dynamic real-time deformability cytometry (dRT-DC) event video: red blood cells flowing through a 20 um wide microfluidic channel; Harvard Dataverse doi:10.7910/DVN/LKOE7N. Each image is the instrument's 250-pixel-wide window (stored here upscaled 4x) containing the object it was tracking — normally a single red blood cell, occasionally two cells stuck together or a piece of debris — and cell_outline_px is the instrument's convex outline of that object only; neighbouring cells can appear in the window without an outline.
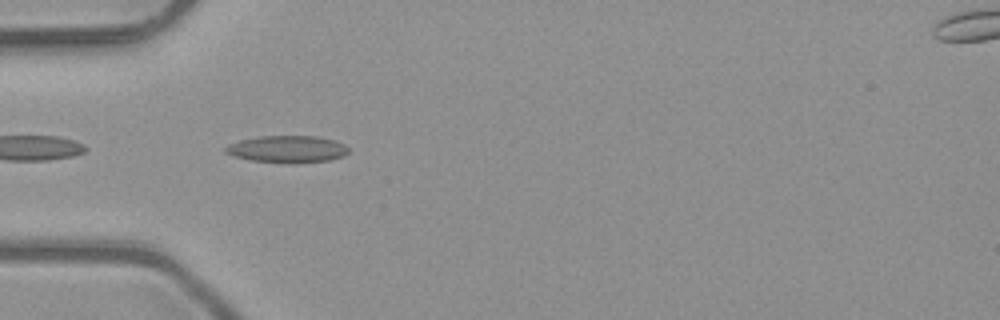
{"species": "common noctule bat (a hibernating species)", "species_latin": "Nyctalus noctula", "temperature_condition": "room temperature", "stored_images_in_passage": 5, "camera_frame_rate_fps": 3000, "um_per_image_px": 0.085, "animal": {"sex": "male", "body_mass_g": 23.1, "forearm_length_mm": 52.7}, "frame": {"image": 1, "passage_image": 4, "time_ms": 1.0, "image_size_px": [1000, 320], "cell_outline_px": [[348, 152], [344, 156], [328, 160], [296, 164], [288, 164], [252, 160], [232, 156], [224, 152], [224, 148], [228, 144], [240, 140], [260, 136], [320, 136], [336, 140], [344, 144], [348, 148]], "centroid_in_image_um": [24.42, 12.68], "position_along_channel_um": 60.6, "area_um2": 19.71}}
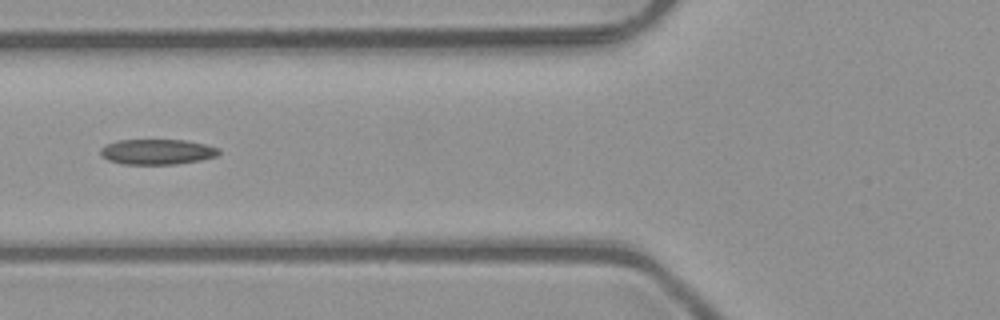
{"frame": {"image": 2, "passage_image": 5, "time_ms": 1.333, "image_size_px": [1000, 320], "cell_outline_px": [[220, 152], [216, 156], [200, 160], [176, 164], [124, 164], [108, 160], [100, 152], [100, 148], [116, 140], [188, 140], [220, 148]], "centroid_in_image_um": [13.38, 12.9], "position_along_channel_um": 112.4, "area_um2": 17.4}}